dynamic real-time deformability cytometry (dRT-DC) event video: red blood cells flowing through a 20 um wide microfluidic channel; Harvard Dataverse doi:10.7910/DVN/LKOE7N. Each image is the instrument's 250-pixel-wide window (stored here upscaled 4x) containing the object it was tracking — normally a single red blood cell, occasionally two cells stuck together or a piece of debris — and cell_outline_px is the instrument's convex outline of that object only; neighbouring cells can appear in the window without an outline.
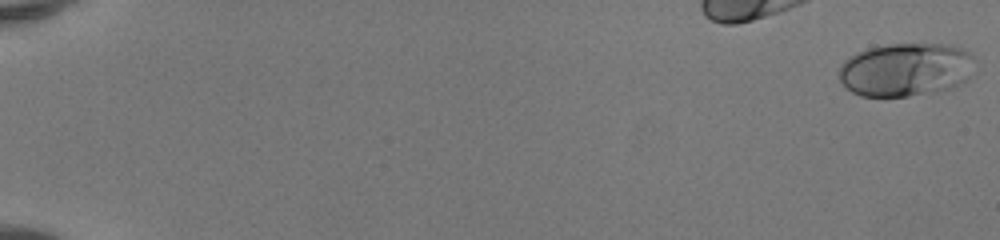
{"species": "human", "species_latin": "Homo sapiens", "temperature_condition": "room temperature", "stored_images_in_passage": 51, "camera_frame_rate_fps": 3000, "um_per_image_px": 0.085, "donor": {"sex": "female"}, "frame": {"image": 1, "passage_image": 1, "time_ms": 0.0, "image_size_px": [1000, 240], "cell_outline_px": [[976, 60], [968, 80], [952, 88], [936, 92], [908, 96], [860, 96], [852, 92], [840, 80], [836, 72], [840, 64], [848, 56], [868, 48], [888, 44], [956, 44], [968, 52]], "centroid_in_image_um": [76.99, 5.91], "position_along_channel_um": 8.0, "area_um2": 42.95}}
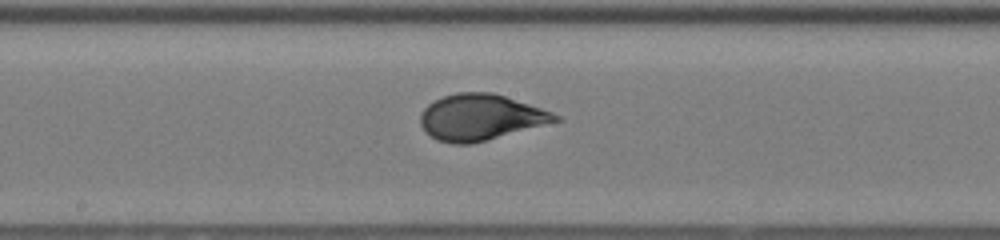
{"frame": {"image": 2, "passage_image": 30, "time_ms": 9.667, "image_size_px": [1000, 240], "cell_outline_px": [[564, 120], [472, 144], [452, 144], [436, 140], [424, 132], [420, 124], [420, 112], [428, 104], [444, 96], [456, 92], [492, 92], [552, 112], [560, 116]], "centroid_in_image_um": [40.83, 9.99], "position_along_channel_um": 207.4, "area_um2": 36.36}}
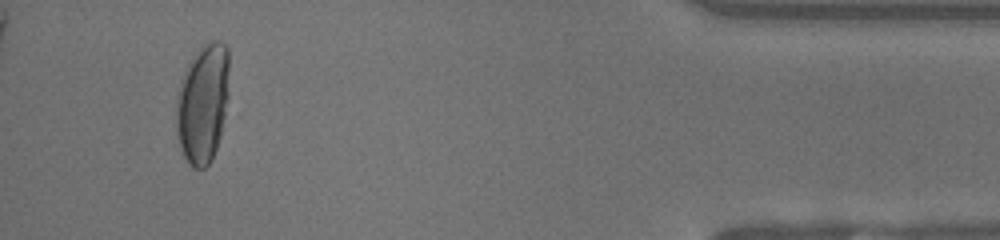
{"frame": {"image": 3, "passage_image": 49, "time_ms": 16.0, "image_size_px": [1000, 240], "cell_outline_px": [[228, 96], [220, 136], [216, 148], [208, 164], [204, 168], [192, 168], [188, 164], [180, 148], [176, 132], [176, 108], [180, 80], [192, 56], [204, 44], [212, 40], [220, 40], [228, 48]], "centroid_in_image_um": [17.22, 8.78], "position_along_channel_um": 418.0, "area_um2": 36.82}, "authors_computed_cell_mechanics": {"area_um2": 36.3562, "velocity_mm_per_s": 4.144, "shape_relaxation_time_tau1_ms": 4.3708, "shape_relaxation_time_tau2_ms": null, "deformation_change_tau1": 0.2254, "deformation_change_tau2": null}}